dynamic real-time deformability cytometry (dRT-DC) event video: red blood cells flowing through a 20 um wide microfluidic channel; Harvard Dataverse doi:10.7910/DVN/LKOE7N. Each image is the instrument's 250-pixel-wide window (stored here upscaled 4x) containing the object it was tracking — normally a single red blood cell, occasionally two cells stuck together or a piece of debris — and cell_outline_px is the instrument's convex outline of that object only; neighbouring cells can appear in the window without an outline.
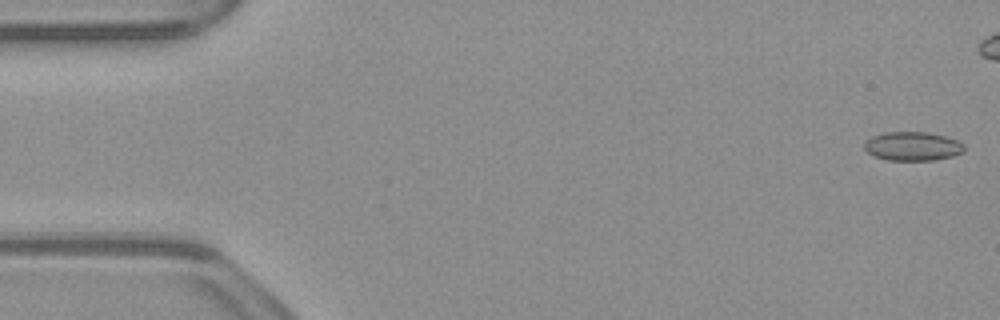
{"species": "common noctule bat (a hibernating species)", "species_latin": "Nyctalus noctula", "temperature_condition": "warm", "stored_images_in_passage": 43, "camera_frame_rate_fps": 3000, "um_per_image_px": 0.085, "animal": {"sex": "male", "body_mass_g": 23.1, "forearm_length_mm": 52.7}, "frame": {"image": 1, "passage_image": 1, "time_ms": 0.0, "image_size_px": [1000, 320], "cell_outline_px": [[964, 152], [952, 156], [932, 160], [888, 160], [872, 156], [864, 148], [864, 144], [872, 136], [884, 132], [928, 132], [944, 136], [956, 140], [964, 144]], "centroid_in_image_um": [77.56, 12.43], "position_along_channel_um": 7.4, "area_um2": 16.76}}
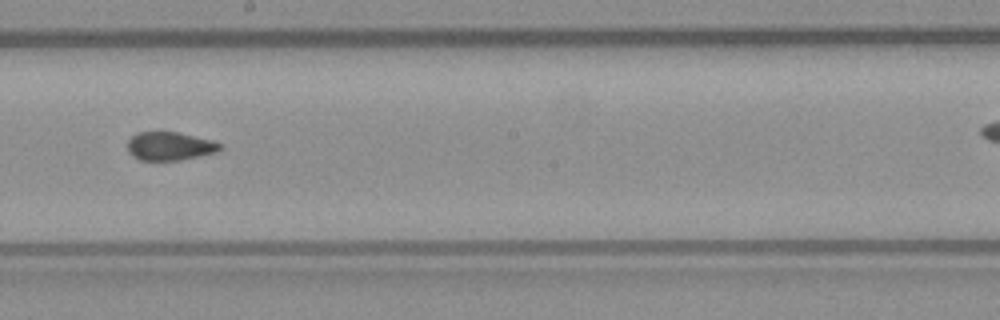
{"frame": {"image": 2, "passage_image": 29, "time_ms": 9.333, "image_size_px": [1000, 320], "cell_outline_px": [[224, 148], [216, 152], [200, 156], [180, 160], [140, 160], [132, 156], [128, 152], [128, 140], [136, 132], [180, 132], [212, 140], [220, 144]], "centroid_in_image_um": [14.43, 12.42], "position_along_channel_um": 233.8, "area_um2": 15.43}}
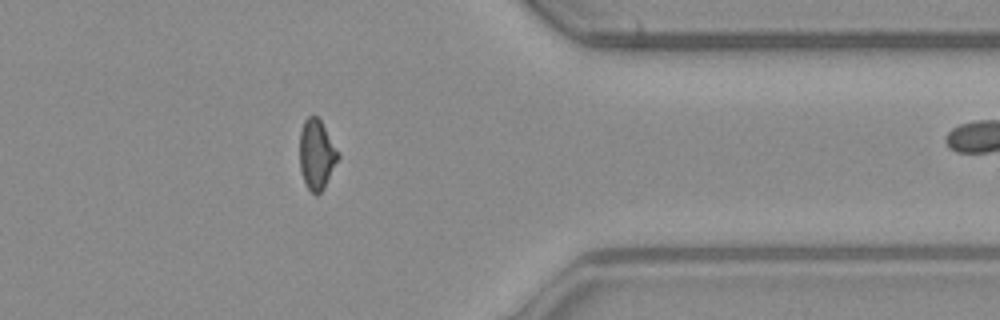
{"frame": {"image": 3, "passage_image": 42, "time_ms": 13.667, "image_size_px": [1000, 320], "cell_outline_px": [[340, 156], [324, 188], [316, 196], [308, 188], [304, 180], [300, 168], [300, 132], [304, 120], [308, 116], [316, 116], [320, 120], [340, 152]], "centroid_in_image_um": [26.93, 13.12], "position_along_channel_um": 384.5, "area_um2": 15.61}}